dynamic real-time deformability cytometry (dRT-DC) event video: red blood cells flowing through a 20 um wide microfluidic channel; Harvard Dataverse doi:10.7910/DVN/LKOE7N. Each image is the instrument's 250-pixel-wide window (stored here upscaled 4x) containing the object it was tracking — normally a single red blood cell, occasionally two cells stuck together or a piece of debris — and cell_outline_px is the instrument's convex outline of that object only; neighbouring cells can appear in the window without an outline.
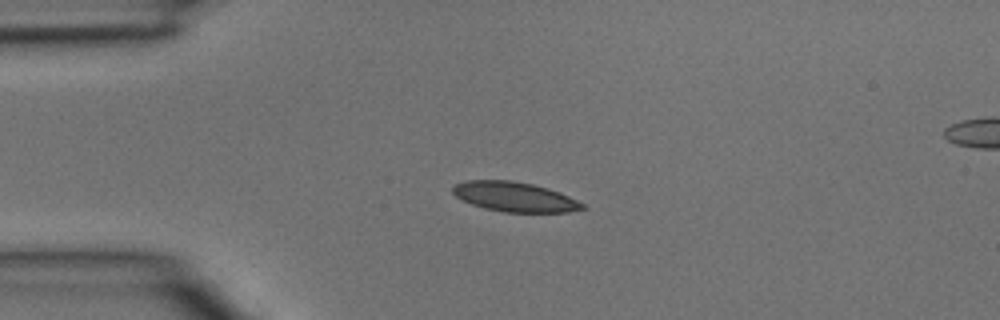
{"species": "common noctule bat (a hibernating species)", "species_latin": "Nyctalus noctula", "temperature_condition": "room temperature", "stored_images_in_passage": 3, "segment_of_instrument_passage": [1, 2], "camera_frame_rate_fps": 3000, "um_per_image_px": 0.085, "animal": {"sex": "male", "body_mass_g": 15.6}, "frame": {"image": 1, "passage_image": 2, "time_ms": 0.333, "image_size_px": [1000, 320], "cell_outline_px": [[588, 208], [568, 212], [504, 212], [484, 208], [472, 204], [456, 196], [452, 192], [452, 188], [456, 184], [468, 180], [512, 180], [532, 184], [548, 188], [560, 192], [584, 204]], "centroid_in_image_um": [43.77, 16.73], "position_along_channel_um": 41.2, "area_um2": 22.37}}